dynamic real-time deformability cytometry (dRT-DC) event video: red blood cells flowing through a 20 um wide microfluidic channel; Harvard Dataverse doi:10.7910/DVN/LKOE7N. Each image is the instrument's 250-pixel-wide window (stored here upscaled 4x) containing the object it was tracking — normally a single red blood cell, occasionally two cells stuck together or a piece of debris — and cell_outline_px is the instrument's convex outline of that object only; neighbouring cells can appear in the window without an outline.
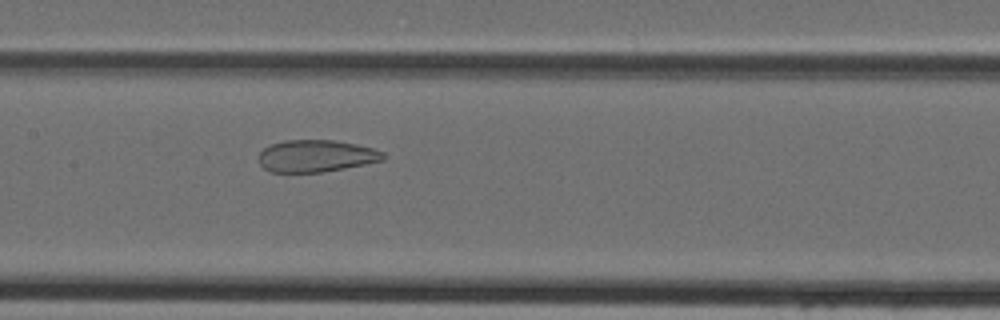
{"species": "Egyptian fruit bat (a non-hibernating species)", "species_latin": "Rousettus aegyptiacus", "temperature_condition": "cold", "stored_images_in_passage": 46, "camera_frame_rate_fps": 3000, "um_per_image_px": 0.085, "animal": {"sex": "female"}, "frame": {"image": 1, "passage_image": 23, "time_ms": 7.333, "image_size_px": [1000, 320], "cell_outline_px": [[388, 156], [384, 160], [324, 172], [268, 172], [260, 164], [260, 152], [264, 148], [272, 144], [284, 140], [332, 140], [356, 144], [372, 148], [384, 152]], "centroid_in_image_um": [26.89, 13.26], "position_along_channel_um": 180.5, "area_um2": 23.24}}
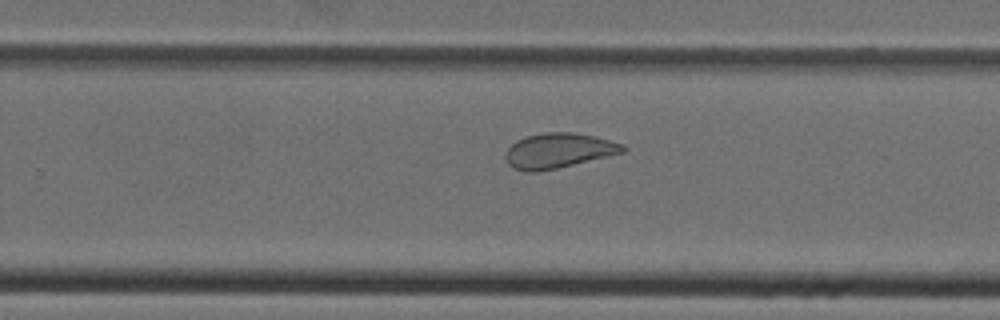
{"frame": {"image": 2, "passage_image": 30, "time_ms": 9.667, "image_size_px": [1000, 320], "cell_outline_px": [[628, 148], [624, 152], [556, 168], [536, 172], [524, 172], [512, 168], [508, 164], [504, 156], [508, 148], [516, 140], [524, 136], [544, 132], [576, 132], [624, 144]], "centroid_in_image_um": [47.42, 12.8], "position_along_channel_um": 282.4, "area_um2": 23.93}}
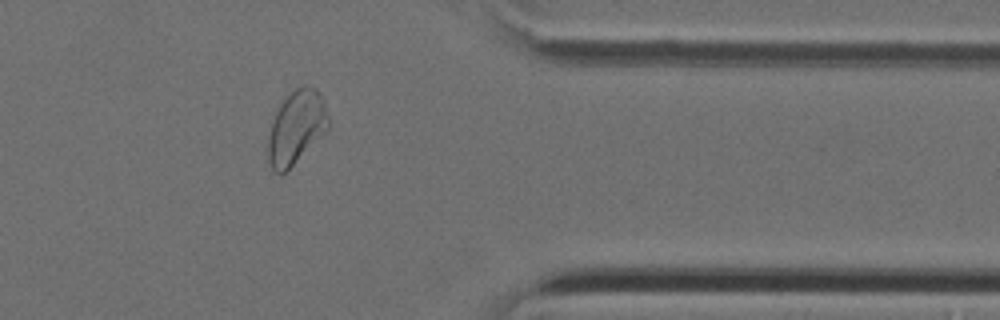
{"frame": {"image": 3, "passage_image": 38, "time_ms": 12.333, "image_size_px": [1000, 320], "cell_outline_px": [[328, 128], [280, 176], [272, 168], [268, 160], [268, 136], [272, 120], [280, 104], [296, 88], [304, 84], [308, 84], [316, 88], [320, 92], [324, 100], [328, 116]], "centroid_in_image_um": [25.17, 10.77], "position_along_channel_um": 386.2, "area_um2": 25.26}}